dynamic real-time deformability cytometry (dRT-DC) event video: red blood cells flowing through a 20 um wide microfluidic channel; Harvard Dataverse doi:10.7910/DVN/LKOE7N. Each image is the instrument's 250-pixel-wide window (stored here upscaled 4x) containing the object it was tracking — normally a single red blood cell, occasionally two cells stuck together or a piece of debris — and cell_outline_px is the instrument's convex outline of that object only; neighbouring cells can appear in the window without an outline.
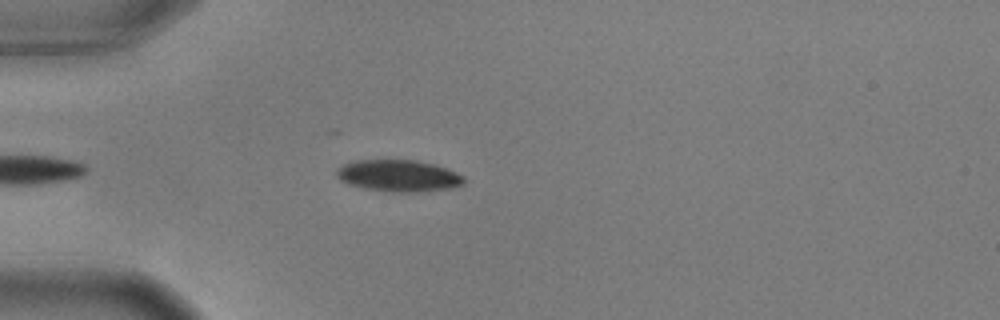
{"species": "common noctule bat (a hibernating species)", "species_latin": "Nyctalus noctula", "temperature_condition": "warm", "stored_images_in_passage": 31, "camera_frame_rate_fps": 3000, "um_per_image_px": 0.085, "animal": {"sex": "male", "body_mass_g": 17.9, "forearm_length_mm": 54.2}, "frame": {"image": 1, "passage_image": 6, "time_ms": 1.667, "image_size_px": [1000, 320], "cell_outline_px": [[464, 184], [452, 188], [416, 192], [388, 192], [364, 188], [348, 184], [340, 180], [336, 176], [336, 168], [344, 164], [356, 160], [416, 160], [448, 168], [464, 176]], "centroid_in_image_um": [33.87, 14.94], "position_along_channel_um": 51.1, "area_um2": 23.7}}
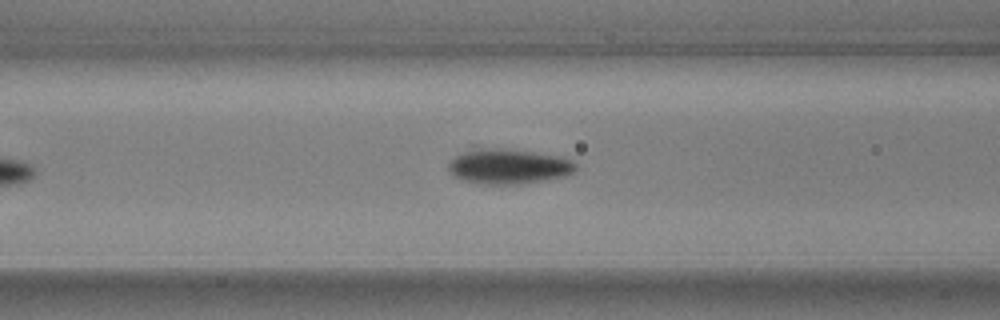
{"frame": {"image": 2, "passage_image": 13, "time_ms": 4.0, "image_size_px": [1000, 320], "cell_outline_px": [[576, 172], [564, 176], [544, 180], [520, 184], [480, 184], [460, 180], [452, 176], [448, 168], [448, 164], [468, 144], [476, 144], [560, 156], [572, 160], [576, 164]], "centroid_in_image_um": [43.11, 14.09], "position_along_channel_um": 123.5, "area_um2": 27.11}}
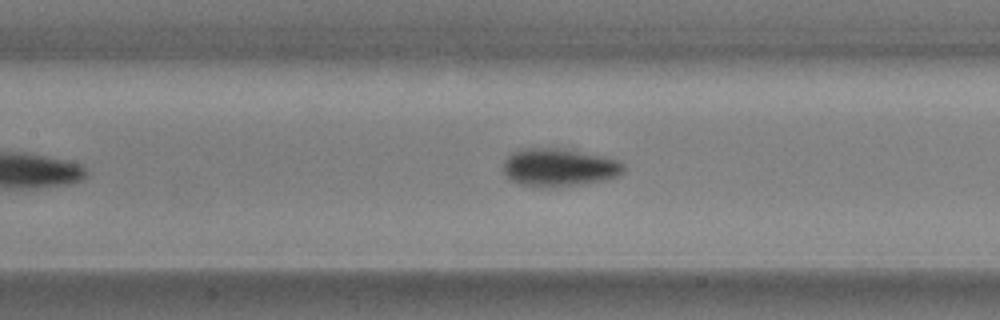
{"frame": {"image": 3, "passage_image": 16, "time_ms": 5.0, "image_size_px": [1000, 320], "cell_outline_px": [[624, 172], [616, 176], [604, 180], [584, 184], [516, 184], [508, 180], [504, 172], [504, 160], [512, 152], [520, 148], [556, 144], [620, 160], [624, 164]], "centroid_in_image_um": [47.53, 14.12], "position_along_channel_um": 159.9, "area_um2": 27.17}}